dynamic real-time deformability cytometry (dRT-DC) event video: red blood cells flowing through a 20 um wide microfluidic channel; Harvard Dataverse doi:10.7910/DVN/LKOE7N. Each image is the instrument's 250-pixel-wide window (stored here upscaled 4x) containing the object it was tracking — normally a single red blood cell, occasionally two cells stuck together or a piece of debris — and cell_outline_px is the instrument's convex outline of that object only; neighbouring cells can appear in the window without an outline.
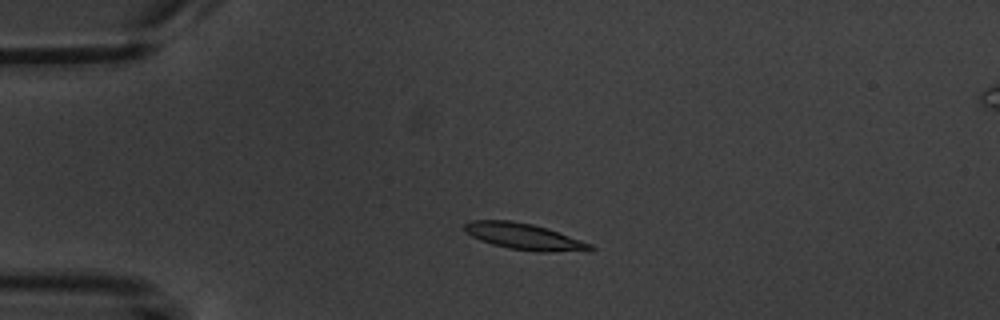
{"species": "common noctule bat (a hibernating species)", "species_latin": "Nyctalus noctula", "temperature_condition": "warm", "stored_images_in_passage": 4, "camera_frame_rate_fps": 3000, "um_per_image_px": 0.085, "animal": {"sex": "male", "body_mass_g": 20.1, "forearm_length_mm": 53.5}, "frame": {"image": 1, "passage_image": 3, "time_ms": 2.667, "image_size_px": [1000, 320], "cell_outline_px": [[596, 248], [592, 252], [536, 252], [508, 248], [492, 244], [480, 240], [472, 236], [464, 228], [464, 224], [472, 220], [512, 220], [532, 224], [548, 228], [592, 244]], "centroid_in_image_um": [44.65, 20.13], "position_along_channel_um": 40.3, "area_um2": 19.59}}